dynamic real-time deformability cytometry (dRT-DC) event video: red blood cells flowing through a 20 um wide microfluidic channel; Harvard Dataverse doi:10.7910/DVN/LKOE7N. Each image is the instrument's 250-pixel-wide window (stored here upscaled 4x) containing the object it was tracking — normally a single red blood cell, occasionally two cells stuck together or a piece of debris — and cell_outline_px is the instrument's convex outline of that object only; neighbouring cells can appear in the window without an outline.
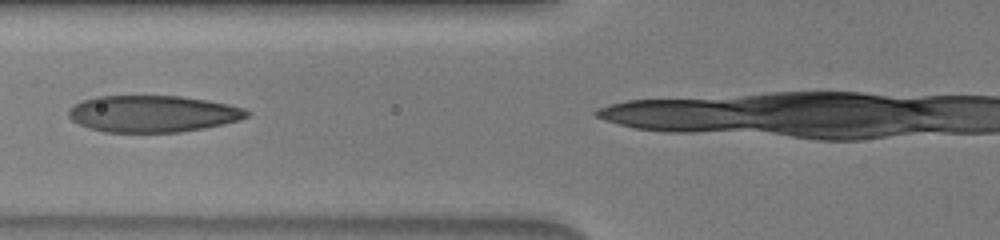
{"species": "human", "species_latin": "Homo sapiens", "temperature_condition": "warm", "stored_images_in_passage": 7, "camera_frame_rate_fps": 3000, "um_per_image_px": 0.085, "donor": {"sex": "male"}, "frame": {"image": 1, "passage_image": 3, "time_ms": 0.667, "image_size_px": [1000, 240], "cell_outline_px": [[252, 112], [248, 116], [240, 120], [224, 124], [204, 128], [180, 132], [104, 132], [80, 124], [72, 120], [68, 116], [68, 108], [84, 100], [96, 96], [180, 96], [208, 100], [228, 104], [244, 108]], "centroid_in_image_um": [13.02, 9.67], "position_along_channel_um": 112.8, "area_um2": 38.15}}